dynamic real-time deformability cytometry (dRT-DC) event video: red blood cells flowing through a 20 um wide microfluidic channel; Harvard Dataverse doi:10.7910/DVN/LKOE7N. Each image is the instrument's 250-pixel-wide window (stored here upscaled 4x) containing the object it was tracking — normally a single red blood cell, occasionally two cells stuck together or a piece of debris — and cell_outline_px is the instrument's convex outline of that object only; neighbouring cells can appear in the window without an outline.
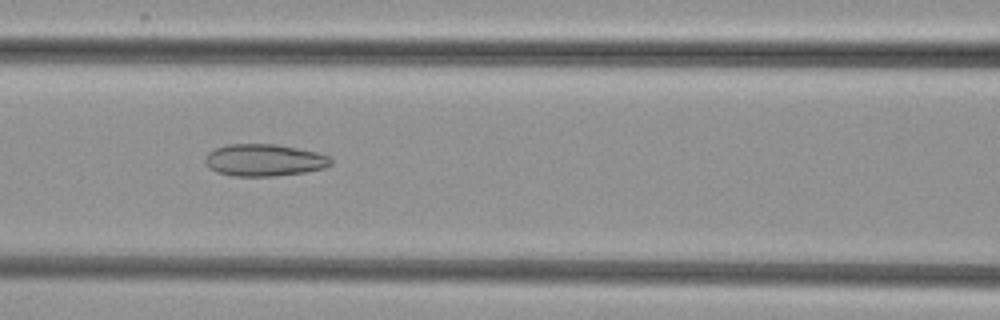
{"species": "common noctule bat (a hibernating species)", "species_latin": "Nyctalus noctula", "temperature_condition": "cold", "stored_images_in_passage": 50, "camera_frame_rate_fps": 3000, "um_per_image_px": 0.085, "animal": {"sex": "female", "body_mass_g": 29.2, "forearm_length_mm": 56.3}, "frame": {"image": 1, "passage_image": 21, "time_ms": 6.667, "image_size_px": [1000, 320], "cell_outline_px": [[332, 164], [324, 168], [304, 172], [272, 176], [232, 176], [216, 172], [208, 168], [204, 160], [204, 156], [208, 152], [216, 148], [228, 144], [276, 144], [316, 152], [332, 156]], "centroid_in_image_um": [22.44, 13.61], "position_along_channel_um": 144.2, "area_um2": 23.64}}
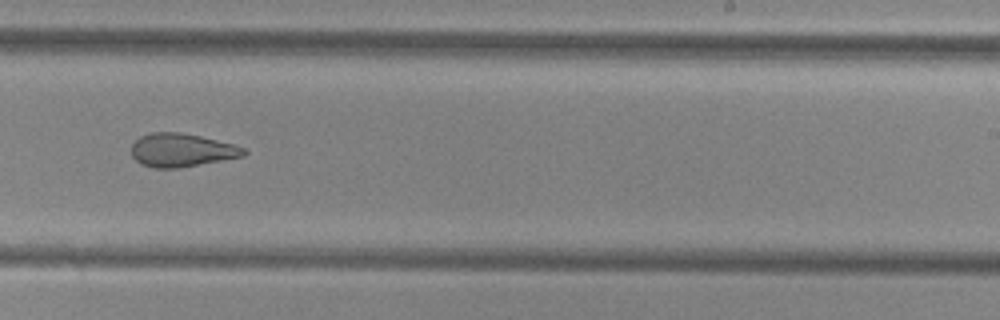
{"frame": {"image": 2, "passage_image": 31, "time_ms": 10.0, "image_size_px": [1000, 320], "cell_outline_px": [[248, 152], [244, 156], [176, 168], [152, 168], [140, 164], [132, 156], [132, 144], [140, 136], [152, 132], [180, 132], [200, 136], [232, 144], [244, 148]], "centroid_in_image_um": [15.4, 12.76], "position_along_channel_um": 273.6, "area_um2": 21.68}}
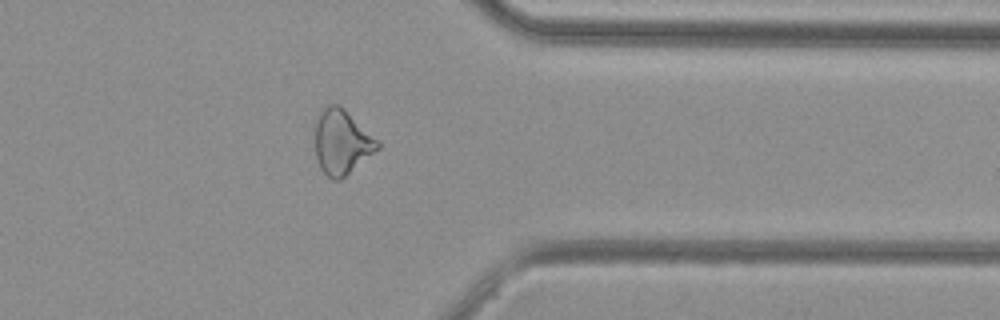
{"frame": {"image": 3, "passage_image": 40, "time_ms": 13.0, "image_size_px": [1000, 320], "cell_outline_px": [[380, 148], [340, 180], [332, 180], [320, 168], [316, 156], [316, 124], [320, 112], [328, 104], [340, 104], [380, 140]], "centroid_in_image_um": [29.09, 12.06], "position_along_channel_um": 382.3, "area_um2": 23.64}}